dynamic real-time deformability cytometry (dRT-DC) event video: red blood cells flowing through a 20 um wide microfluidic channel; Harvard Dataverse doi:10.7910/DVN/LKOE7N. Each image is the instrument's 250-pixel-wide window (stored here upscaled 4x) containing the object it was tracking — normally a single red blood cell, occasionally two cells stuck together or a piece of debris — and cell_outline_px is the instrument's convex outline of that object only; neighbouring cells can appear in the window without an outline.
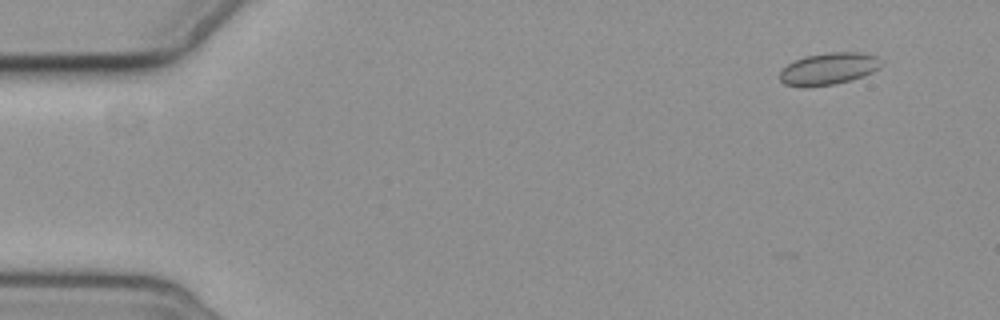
{"species": "common noctule bat (a hibernating species)", "species_latin": "Nyctalus noctula", "temperature_condition": "cold", "stored_images_in_passage": 6, "camera_frame_rate_fps": 3000, "um_per_image_px": 0.085, "animal": {"sex": "female", "body_mass_g": 19.3, "forearm_length_mm": 54.1}, "frame": {"image": 1, "passage_image": 1, "time_ms": 0.0, "image_size_px": [1000, 320], "cell_outline_px": [[880, 64], [872, 72], [848, 80], [832, 84], [804, 88], [800, 88], [784, 84], [780, 80], [780, 72], [788, 64], [804, 56], [828, 52], [860, 52], [876, 56], [880, 60]], "centroid_in_image_um": [70.36, 5.84], "position_along_channel_um": 14.6, "area_um2": 18.67}}
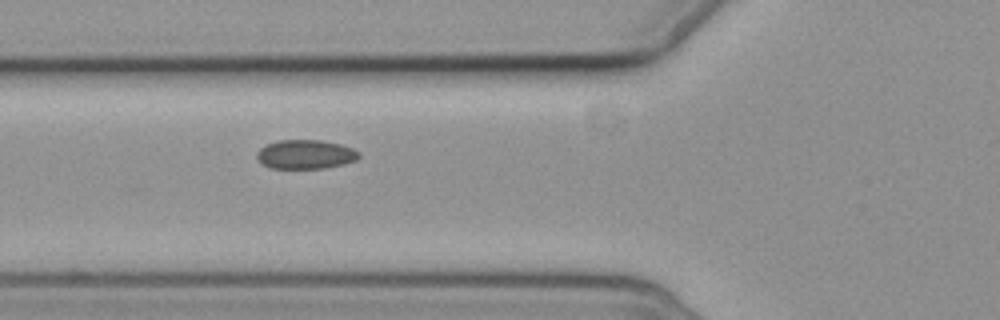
{"frame": {"image": 2, "passage_image": 6, "time_ms": 5.667, "image_size_px": [1000, 320], "cell_outline_px": [[360, 156], [356, 160], [344, 164], [324, 168], [268, 168], [256, 156], [256, 152], [260, 148], [276, 140], [320, 140], [340, 144], [352, 148], [360, 152]], "centroid_in_image_um": [25.98, 13.12], "position_along_channel_um": 99.8, "area_um2": 17.28}}